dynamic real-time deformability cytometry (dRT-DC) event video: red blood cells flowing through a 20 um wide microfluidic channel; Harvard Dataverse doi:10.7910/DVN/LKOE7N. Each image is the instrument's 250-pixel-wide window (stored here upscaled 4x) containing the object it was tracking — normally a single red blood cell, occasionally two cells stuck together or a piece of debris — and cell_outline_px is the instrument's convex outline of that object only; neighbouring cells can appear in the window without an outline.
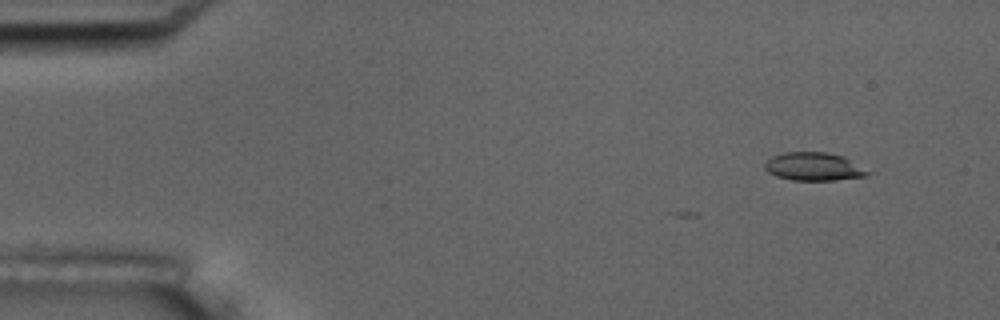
{"species": "common noctule bat (a hibernating species)", "species_latin": "Nyctalus noctula", "temperature_condition": "room temperature", "stored_images_in_passage": 5, "camera_frame_rate_fps": 3000, "um_per_image_px": 0.085, "animal": {"sex": "male", "body_mass_g": 17.5, "forearm_length_mm": 52.3}, "frame": {"image": 1, "passage_image": 2, "time_ms": 1.333, "image_size_px": [1000, 320], "cell_outline_px": [[872, 172], [868, 176], [832, 180], [792, 180], [776, 176], [768, 172], [764, 168], [764, 164], [772, 156], [784, 152], [824, 152], [844, 156]], "centroid_in_image_um": [69.19, 14.16], "position_along_channel_um": 15.8, "area_um2": 16.94}}